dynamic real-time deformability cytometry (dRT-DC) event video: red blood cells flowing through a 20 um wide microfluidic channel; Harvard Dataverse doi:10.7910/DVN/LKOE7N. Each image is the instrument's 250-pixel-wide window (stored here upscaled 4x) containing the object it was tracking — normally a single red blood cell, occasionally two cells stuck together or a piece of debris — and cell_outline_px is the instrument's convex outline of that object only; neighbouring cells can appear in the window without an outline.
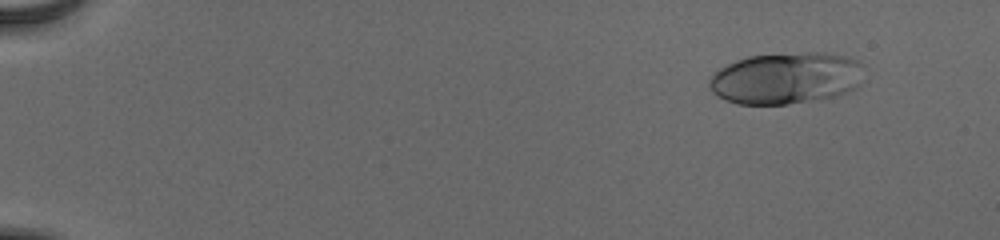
{"species": "human", "species_latin": "Homo sapiens", "temperature_condition": "cold", "stored_images_in_passage": 55, "camera_frame_rate_fps": 3000, "um_per_image_px": 0.085, "donor": {"sex": "male"}, "frame": {"image": 1, "passage_image": 6, "time_ms": 1.667, "image_size_px": [1000, 240], "cell_outline_px": [[860, 84], [828, 100], [788, 104], [736, 104], [724, 100], [716, 96], [712, 92], [708, 84], [708, 80], [720, 68], [736, 60], [748, 56], [804, 52], [824, 52], [848, 56], [860, 60]], "centroid_in_image_um": [66.8, 6.66], "position_along_channel_um": 18.2, "area_um2": 46.99}}
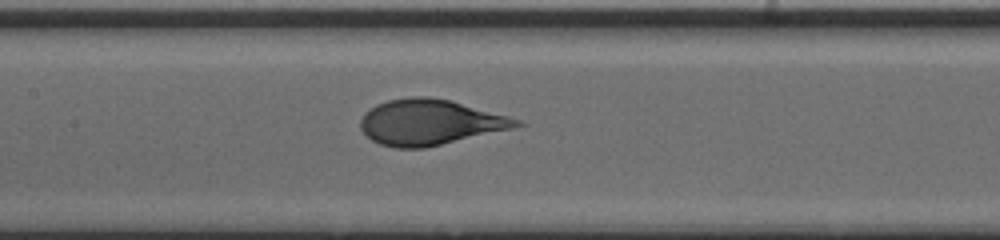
{"frame": {"image": 2, "passage_image": 29, "time_ms": 9.333, "image_size_px": [1000, 240], "cell_outline_px": [[528, 124], [512, 128], [424, 148], [396, 148], [380, 144], [372, 140], [360, 128], [360, 120], [364, 112], [376, 104], [388, 100], [412, 96], [428, 96], [448, 100], [508, 116], [520, 120]], "centroid_in_image_um": [36.5, 10.39], "position_along_channel_um": 170.9, "area_um2": 41.04}}
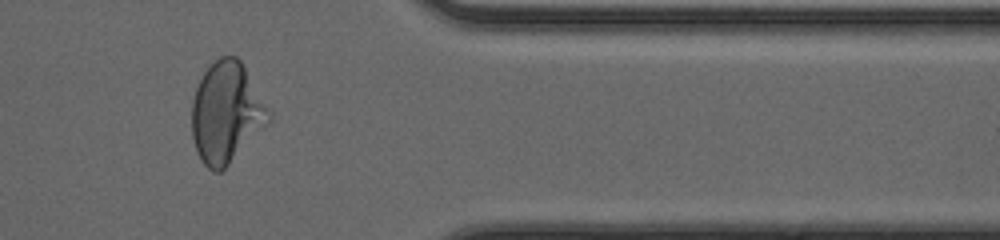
{"frame": {"image": 3, "passage_image": 47, "time_ms": 15.333, "image_size_px": [1000, 240], "cell_outline_px": [[272, 120], [220, 172], [212, 172], [200, 160], [196, 152], [192, 136], [192, 100], [196, 88], [204, 72], [220, 56], [236, 56], [240, 60], [272, 112]], "centroid_in_image_um": [19.25, 9.59], "position_along_channel_um": 392.2, "area_um2": 45.08}, "authors_computed_cell_mechanics": {"area_um2": 43.0032, "velocity_mm_per_s": 3.8944, "shape_relaxation_time_tau1_ms": 4.0553, "shape_relaxation_time_tau2_ms": null, "deformation_change_tau1": 0.1961, "deformation_change_tau2": null}}